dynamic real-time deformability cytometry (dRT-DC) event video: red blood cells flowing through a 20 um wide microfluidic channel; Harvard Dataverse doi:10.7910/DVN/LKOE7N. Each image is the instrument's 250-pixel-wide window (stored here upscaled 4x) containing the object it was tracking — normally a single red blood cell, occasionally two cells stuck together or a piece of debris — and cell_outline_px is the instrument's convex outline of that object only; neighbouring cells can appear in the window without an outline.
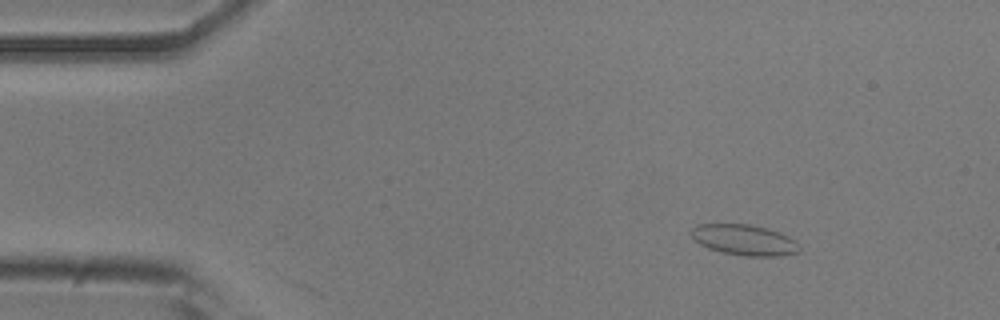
{"species": "common noctule bat (a hibernating species)", "species_latin": "Nyctalus noctula", "temperature_condition": "room temperature", "stored_images_in_passage": 42, "camera_frame_rate_fps": 3000, "um_per_image_px": 0.085, "animal": {"sex": "male", "body_mass_g": 20.5, "forearm_length_mm": 52.5}, "frame": {"image": 1, "passage_image": 1, "time_ms": 0.0, "image_size_px": [1000, 320], "cell_outline_px": [[800, 252], [780, 256], [748, 256], [724, 252], [708, 248], [700, 244], [688, 232], [696, 224], [752, 224], [768, 228], [780, 232], [796, 240], [800, 248]], "centroid_in_image_um": [63.29, 20.38], "position_along_channel_um": 21.7, "area_um2": 19.48}}
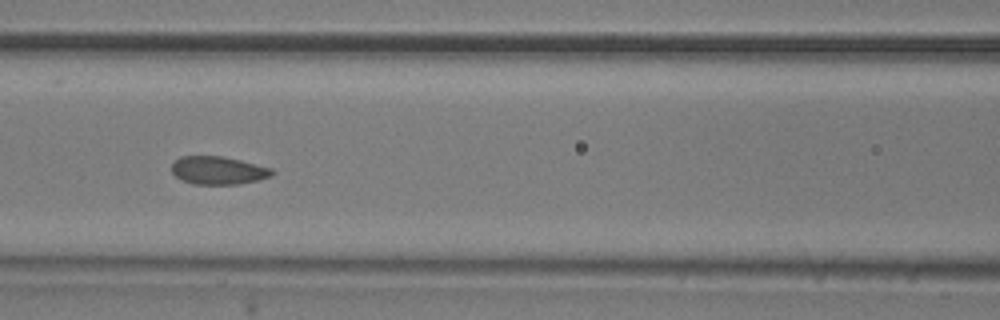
{"frame": {"image": 2, "passage_image": 17, "time_ms": 5.333, "image_size_px": [1000, 320], "cell_outline_px": [[276, 172], [272, 176], [260, 180], [240, 184], [192, 184], [180, 180], [172, 172], [172, 164], [180, 156], [224, 156], [272, 168]], "centroid_in_image_um": [18.57, 14.49], "position_along_channel_um": 148.0, "area_um2": 16.59}}
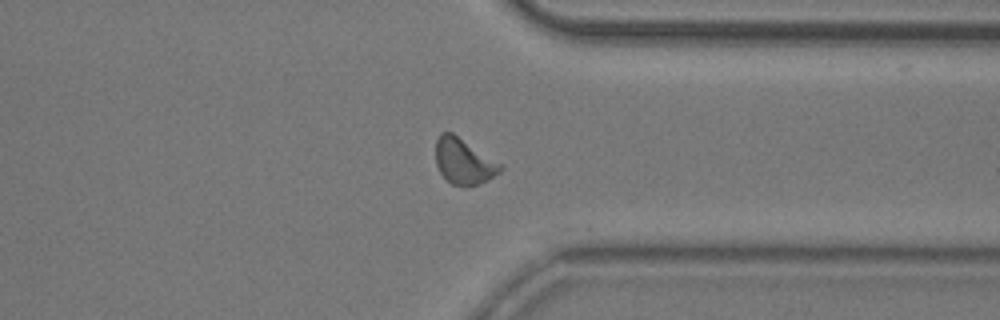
{"frame": {"image": 3, "passage_image": 35, "time_ms": 11.333, "image_size_px": [1000, 320], "cell_outline_px": [[504, 168], [500, 172], [488, 180], [464, 188], [452, 184], [440, 172], [436, 164], [436, 140], [440, 132], [452, 132], [504, 164]], "centroid_in_image_um": [39.45, 13.71], "position_along_channel_um": 371.9, "area_um2": 17.51}}